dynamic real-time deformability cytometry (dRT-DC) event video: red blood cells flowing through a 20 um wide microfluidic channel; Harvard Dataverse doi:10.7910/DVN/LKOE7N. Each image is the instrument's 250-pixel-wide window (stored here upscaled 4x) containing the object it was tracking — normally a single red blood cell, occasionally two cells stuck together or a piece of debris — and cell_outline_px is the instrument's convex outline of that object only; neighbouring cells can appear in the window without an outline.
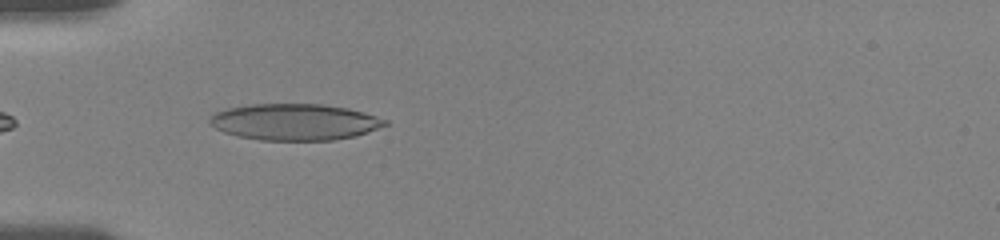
{"species": "human", "species_latin": "Homo sapiens", "temperature_condition": "room temperature", "stored_images_in_passage": 45, "camera_frame_rate_fps": 3000, "um_per_image_px": 0.085, "donor": {"sex": "female"}, "frame": {"image": 1, "passage_image": 6, "time_ms": 0.667, "image_size_px": [1000, 240], "cell_outline_px": [[388, 124], [356, 136], [332, 140], [260, 140], [240, 136], [224, 132], [208, 124], [208, 120], [216, 112], [228, 108], [252, 104], [324, 104], [348, 108], [364, 112], [388, 120]], "centroid_in_image_um": [25.06, 10.36], "position_along_channel_um": 59.9, "area_um2": 37.11}}
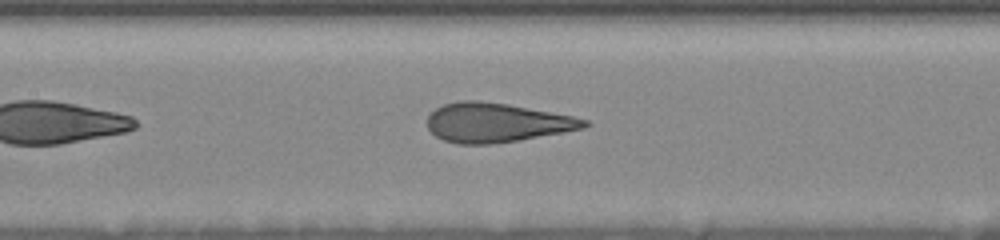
{"frame": {"image": 2, "passage_image": 33, "time_ms": 3.667, "image_size_px": [1000, 240], "cell_outline_px": [[592, 124], [584, 128], [516, 140], [492, 144], [460, 144], [444, 140], [436, 136], [428, 128], [428, 116], [436, 108], [444, 104], [460, 100], [480, 100], [508, 104], [572, 116], [588, 120]], "centroid_in_image_um": [42.19, 10.41], "position_along_channel_um": 165.2, "area_um2": 35.55}}
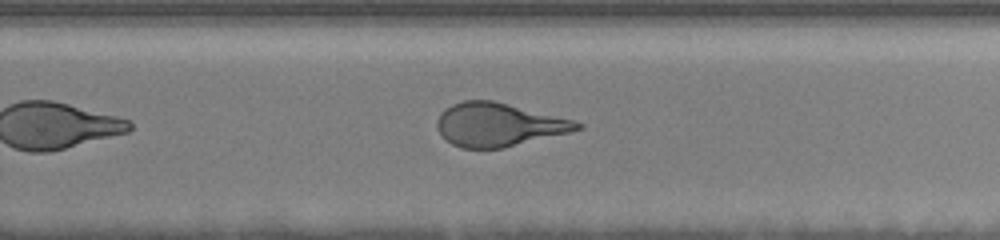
{"frame": {"image": 3, "passage_image": 45, "time_ms": 7.0, "image_size_px": [1000, 240], "cell_outline_px": [[584, 128], [568, 132], [500, 148], [460, 148], [452, 144], [436, 128], [436, 120], [440, 112], [444, 108], [452, 104], [464, 100], [492, 100], [572, 120], [584, 124]], "centroid_in_image_um": [42.31, 10.58], "position_along_channel_um": 287.5, "area_um2": 34.85}}